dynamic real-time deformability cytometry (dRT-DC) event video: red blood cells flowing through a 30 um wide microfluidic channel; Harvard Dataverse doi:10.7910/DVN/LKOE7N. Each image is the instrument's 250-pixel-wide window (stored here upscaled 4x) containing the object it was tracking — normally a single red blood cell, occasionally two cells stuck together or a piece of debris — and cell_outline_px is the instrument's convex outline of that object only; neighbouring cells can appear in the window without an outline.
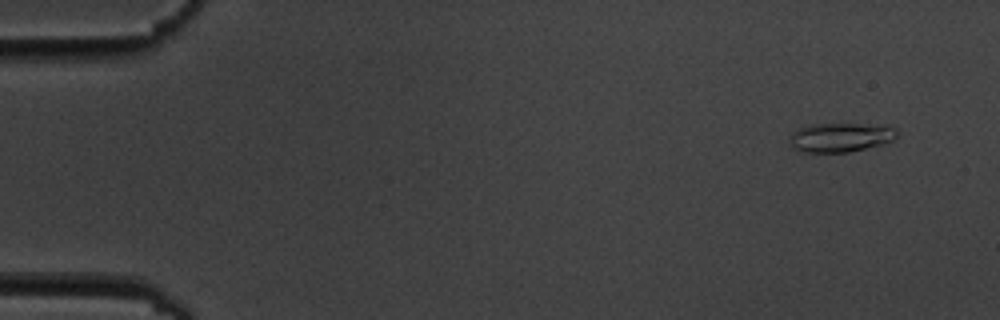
{"species": "common noctule bat (a hibernating species)", "species_latin": "Nyctalus noctula", "temperature_condition": "cold", "stored_images_in_passage": 6, "camera_frame_rate_fps": 3000, "um_per_image_px": 0.085, "animal": {"sex": "male", "body_mass_g": 19.5, "forearm_length_mm": 54.6}, "frame": {"image": 1, "passage_image": 1, "time_ms": 0.0, "image_size_px": [1000, 320], "cell_outline_px": [[896, 140], [884, 144], [848, 152], [800, 152], [792, 148], [788, 144], [788, 140], [792, 132], [800, 128], [812, 124], [888, 124], [896, 128]], "centroid_in_image_um": [71.46, 11.67], "position_along_channel_um": 13.5, "area_um2": 18.67}}